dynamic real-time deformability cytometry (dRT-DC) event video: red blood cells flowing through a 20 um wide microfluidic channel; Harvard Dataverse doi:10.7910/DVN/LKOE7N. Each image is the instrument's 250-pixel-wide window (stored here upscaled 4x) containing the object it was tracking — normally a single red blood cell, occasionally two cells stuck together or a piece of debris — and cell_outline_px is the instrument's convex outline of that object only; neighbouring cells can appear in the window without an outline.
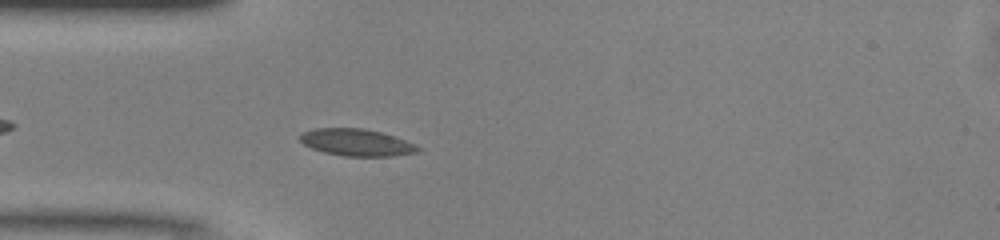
{"species": "common noctule bat (a hibernating species)", "species_latin": "Nyctalus noctula", "temperature_condition": "warm", "stored_images_in_passage": 41, "camera_frame_rate_fps": 3000, "um_per_image_px": 0.085, "animal": {"sex": "male", "body_mass_g": 13.0, "forearm_length_mm": 53.1}, "frame": {"image": 1, "passage_image": 5, "time_ms": 1.333, "image_size_px": [1000, 240], "cell_outline_px": [[420, 152], [392, 156], [344, 156], [324, 152], [312, 148], [304, 144], [300, 140], [300, 136], [304, 132], [316, 128], [364, 128], [380, 132], [416, 144], [420, 148]], "centroid_in_image_um": [30.33, 12.11], "position_along_channel_um": 54.7, "area_um2": 18.38}}
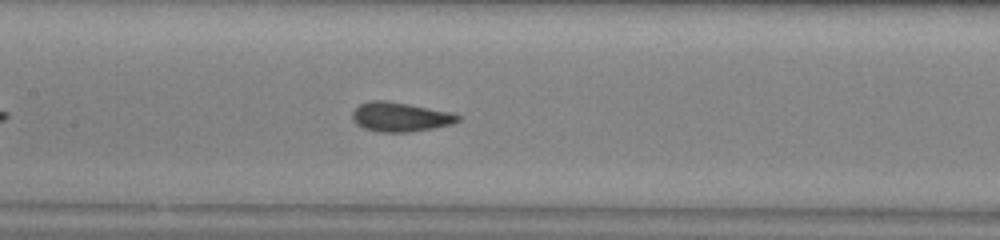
{"frame": {"image": 2, "passage_image": 14, "time_ms": 4.333, "image_size_px": [1000, 240], "cell_outline_px": [[460, 120], [452, 124], [432, 128], [408, 132], [380, 132], [364, 128], [356, 124], [352, 120], [352, 112], [360, 104], [368, 100], [384, 100], [408, 104], [452, 112], [460, 116]], "centroid_in_image_um": [34.0, 9.93], "position_along_channel_um": 173.4, "area_um2": 18.03}}
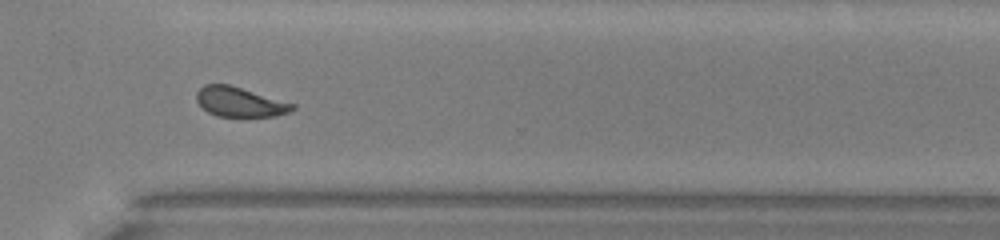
{"frame": {"image": 3, "passage_image": 27, "time_ms": 8.667, "image_size_px": [1000, 240], "cell_outline_px": [[296, 108], [288, 112], [276, 116], [216, 116], [208, 112], [196, 100], [196, 92], [204, 84], [228, 84], [296, 104]], "centroid_in_image_um": [20.38, 8.66], "position_along_channel_um": 350.2, "area_um2": 16.47}, "authors_computed_cell_mechanics": {"area_um2": 17.629, "velocity_mm_per_s": 4.0789, "shape_relaxation_time_tau1_ms": 2.8411, "shape_relaxation_time_tau2_ms": null, "deformation_change_tau1": 0.1131, "deformation_change_tau2": null}}